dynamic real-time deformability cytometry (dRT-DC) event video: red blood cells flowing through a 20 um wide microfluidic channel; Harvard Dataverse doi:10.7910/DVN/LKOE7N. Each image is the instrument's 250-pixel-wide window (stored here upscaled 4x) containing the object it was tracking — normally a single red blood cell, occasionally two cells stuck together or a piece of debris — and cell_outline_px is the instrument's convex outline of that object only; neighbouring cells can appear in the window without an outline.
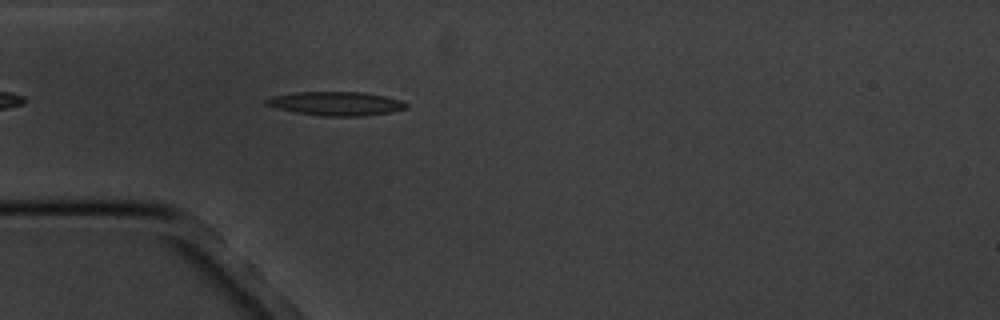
{"species": "common noctule bat (a hibernating species)", "species_latin": "Nyctalus noctula", "temperature_condition": "cold", "stored_images_in_passage": 4, "camera_frame_rate_fps": 3000, "um_per_image_px": 0.085, "animal": {"sex": "male", "body_mass_g": 20.1, "forearm_length_mm": 53.5}, "frame": {"image": 1, "passage_image": 4, "time_ms": 4.333, "image_size_px": [1000, 320], "cell_outline_px": [[408, 108], [392, 112], [364, 116], [324, 116], [296, 112], [276, 108], [264, 104], [264, 100], [272, 96], [292, 92], [360, 92], [384, 96], [400, 100], [408, 104]], "centroid_in_image_um": [28.55, 8.8], "position_along_channel_um": 56.4, "area_um2": 19.48}}